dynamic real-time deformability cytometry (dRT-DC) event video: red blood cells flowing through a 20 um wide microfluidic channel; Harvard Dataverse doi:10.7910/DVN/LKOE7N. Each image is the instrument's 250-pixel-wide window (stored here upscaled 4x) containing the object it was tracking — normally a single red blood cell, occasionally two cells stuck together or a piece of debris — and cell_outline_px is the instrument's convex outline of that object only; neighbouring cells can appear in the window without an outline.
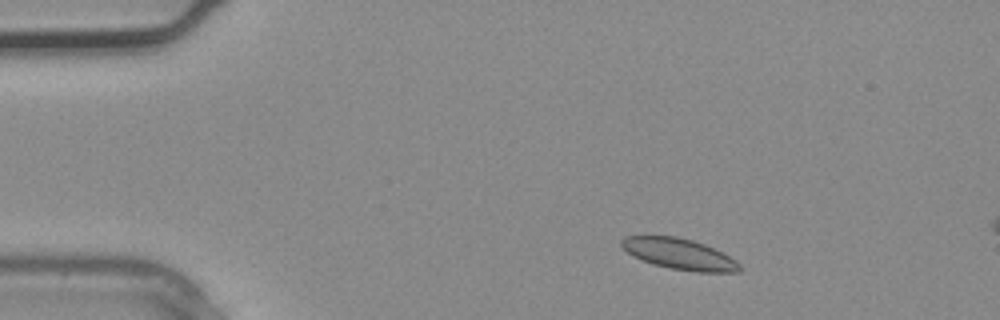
{"species": "common noctule bat (a hibernating species)", "species_latin": "Nyctalus noctula", "temperature_condition": "warm", "stored_images_in_passage": 3, "camera_frame_rate_fps": 3000, "um_per_image_px": 0.085, "animal": {"sex": "male", "body_mass_g": 20.4}, "frame": {"image": 1, "passage_image": 2, "time_ms": 0.333, "image_size_px": [1000, 320], "cell_outline_px": [[740, 272], [696, 272], [668, 268], [652, 264], [632, 256], [620, 244], [620, 240], [624, 236], [676, 236], [692, 240], [704, 244], [736, 260], [740, 264]], "centroid_in_image_um": [57.71, 21.59], "position_along_channel_um": 27.3, "area_um2": 21.21}}